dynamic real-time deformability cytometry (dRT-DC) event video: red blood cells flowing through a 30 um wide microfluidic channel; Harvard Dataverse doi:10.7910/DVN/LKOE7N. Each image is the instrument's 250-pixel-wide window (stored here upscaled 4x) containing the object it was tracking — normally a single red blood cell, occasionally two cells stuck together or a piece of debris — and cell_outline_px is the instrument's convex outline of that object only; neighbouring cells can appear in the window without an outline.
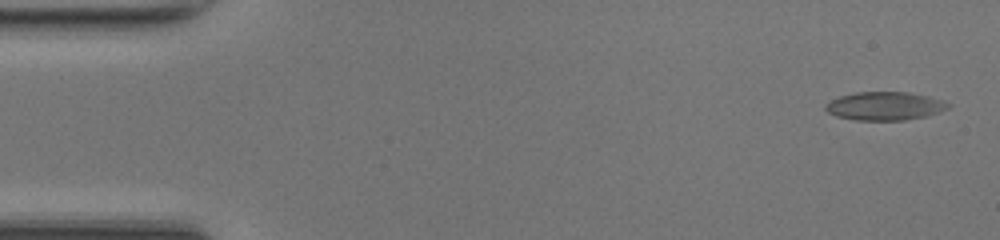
{"species": "common noctule bat (a hibernating species)", "species_latin": "Nyctalus noctula", "temperature_condition": "room temperature", "stored_images_in_passage": 49, "camera_frame_rate_fps": 3000, "um_per_image_px": 0.085, "animal": {"sex": "female", "body_mass_g": 17.0, "forearm_length_mm": 48.0}, "frame": {"image": 1, "passage_image": 2, "time_ms": 0.333, "image_size_px": [1000, 240], "cell_outline_px": [[952, 104], [948, 108], [928, 116], [904, 120], [856, 120], [836, 116], [828, 112], [824, 108], [824, 104], [840, 96], [856, 92], [908, 92], [928, 96], [944, 100]], "centroid_in_image_um": [75.23, 9.01], "position_along_channel_um": 9.8, "area_um2": 20.35}}
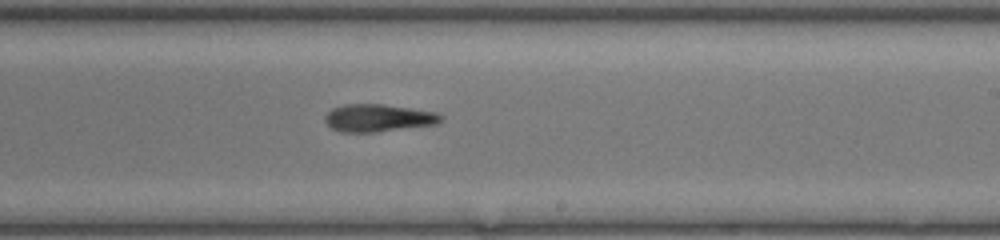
{"frame": {"image": 2, "passage_image": 29, "time_ms": 9.333, "image_size_px": [1000, 240], "cell_outline_px": [[444, 116], [436, 124], [376, 132], [340, 132], [332, 128], [324, 120], [324, 116], [332, 108], [344, 104], [384, 104], [436, 112]], "centroid_in_image_um": [32.12, 10.02], "position_along_channel_um": 256.9, "area_um2": 18.55}}
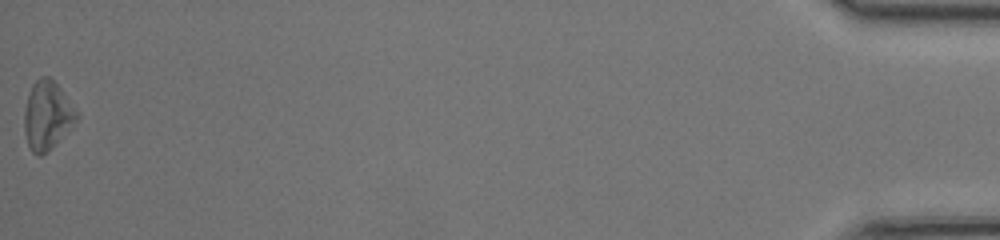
{"frame": {"image": 3, "passage_image": 49, "time_ms": 16.0, "image_size_px": [1000, 240], "cell_outline_px": [[80, 116], [52, 148], [48, 152], [40, 156], [36, 156], [32, 152], [28, 144], [24, 132], [24, 112], [28, 96], [32, 84], [40, 76], [48, 76], [56, 84], [76, 108]], "centroid_in_image_um": [4.01, 9.83], "position_along_channel_um": 431.2, "area_um2": 20.81}, "authors_computed_cell_mechanics": {"area_um2": 19.3052, "velocity_mm_per_s": 4.2363, "shape_relaxation_time_tau1_ms": 2.7813, "shape_relaxation_time_tau2_ms": 3.9238, "deformation_change_tau1": 0.1023, "deformation_change_tau2": 0.1565}}